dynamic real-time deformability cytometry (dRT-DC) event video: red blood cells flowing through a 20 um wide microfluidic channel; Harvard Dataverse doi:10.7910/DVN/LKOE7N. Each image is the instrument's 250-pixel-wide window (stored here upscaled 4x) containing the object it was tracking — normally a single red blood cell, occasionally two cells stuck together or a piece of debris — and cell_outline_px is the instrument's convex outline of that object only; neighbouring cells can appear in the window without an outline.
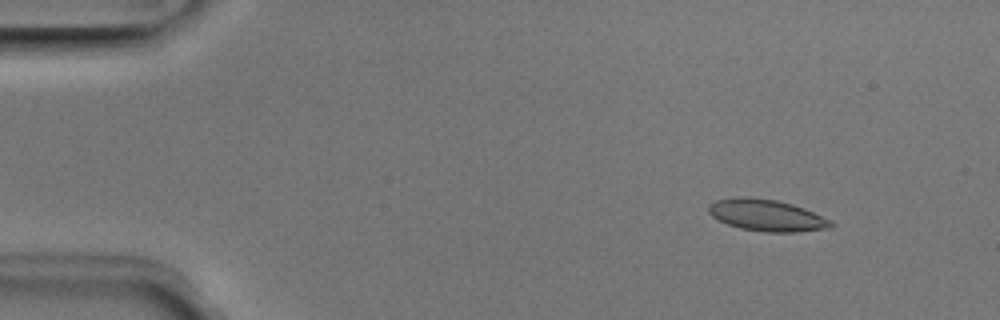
{"species": "Egyptian fruit bat (a non-hibernating species)", "species_latin": "Rousettus aegyptiacus", "temperature_condition": "room temperature", "stored_images_in_passage": 51, "camera_frame_rate_fps": 3000, "um_per_image_px": 0.085, "animal": {"sex": "male"}, "frame": {"image": 1, "passage_image": 6, "time_ms": 1.667, "image_size_px": [1000, 320], "cell_outline_px": [[836, 224], [832, 228], [796, 232], [764, 232], [740, 228], [728, 224], [712, 216], [708, 212], [708, 204], [716, 200], [732, 196], [744, 196], [776, 200], [792, 204], [804, 208], [832, 220]], "centroid_in_image_um": [65.18, 18.29], "position_along_channel_um": 19.8, "area_um2": 22.83}}
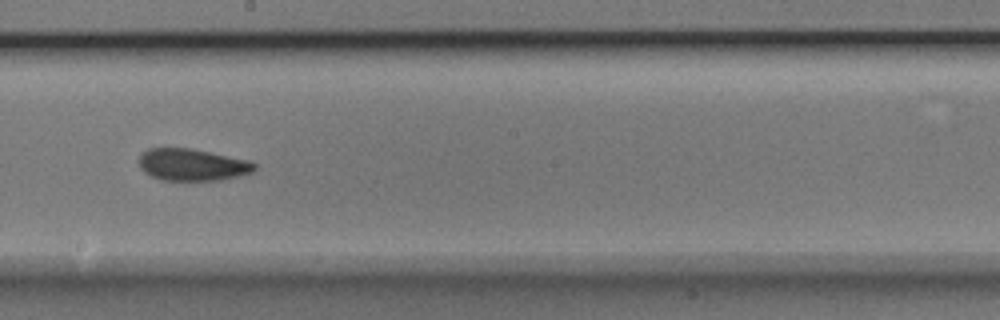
{"frame": {"image": 2, "passage_image": 29, "time_ms": 9.333, "image_size_px": [1000, 320], "cell_outline_px": [[256, 168], [252, 172], [240, 176], [220, 180], [160, 180], [144, 172], [140, 168], [140, 156], [148, 148], [192, 148], [248, 160], [256, 164]], "centroid_in_image_um": [16.36, 14.0], "position_along_channel_um": 231.8, "area_um2": 21.5}}
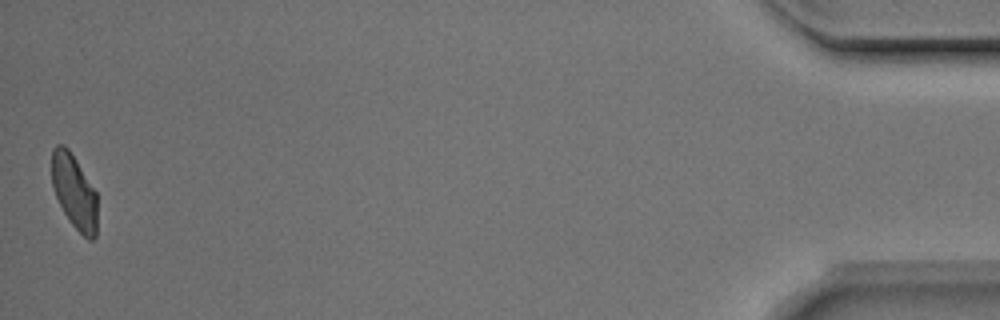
{"frame": {"image": 3, "passage_image": 51, "time_ms": 16.667, "image_size_px": [1000, 320], "cell_outline_px": [[96, 236], [92, 240], [88, 240], [68, 220], [56, 196], [52, 184], [52, 148], [56, 144], [64, 144], [68, 148], [76, 160], [96, 192]], "centroid_in_image_um": [6.3, 16.27], "position_along_channel_um": 428.9, "area_um2": 19.48}, "authors_computed_cell_mechanics": {"area_um2": 21.964, "velocity_mm_per_s": 3.9526, "shape_relaxation_time_tau1_ms": 5.9556, "shape_relaxation_time_tau2_ms": 1.9991, "deformation_change_tau1": 0.1315, "deformation_change_tau2": 0.0743}}